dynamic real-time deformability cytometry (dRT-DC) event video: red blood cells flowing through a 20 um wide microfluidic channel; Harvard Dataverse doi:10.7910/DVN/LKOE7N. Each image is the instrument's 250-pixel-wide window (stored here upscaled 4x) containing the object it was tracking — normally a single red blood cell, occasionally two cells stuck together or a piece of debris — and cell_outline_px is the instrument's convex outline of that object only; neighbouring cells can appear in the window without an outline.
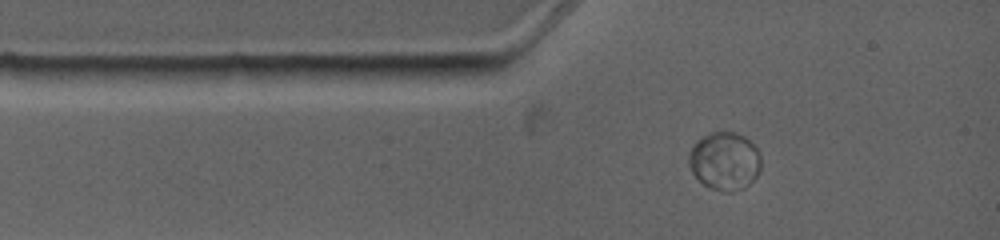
{"species": "common noctule bat (a hibernating species)", "species_latin": "Nyctalus noctula", "temperature_condition": "warm", "stored_images_in_passage": 7, "camera_frame_rate_fps": 4500, "um_per_image_px": 0.085, "animal": {"sex": "female", "body_mass_g": 19.0, "forearm_length_mm": 53.3}, "frame": {"image": 1, "passage_image": 2, "time_ms": 0.889, "image_size_px": [1000, 240], "cell_outline_px": [[760, 168], [756, 176], [744, 188], [732, 192], [724, 192], [708, 188], [692, 172], [688, 164], [688, 152], [692, 144], [696, 140], [712, 132], [736, 132], [744, 136], [760, 152]], "centroid_in_image_um": [61.57, 13.69], "position_along_channel_um": 23.4, "area_um2": 24.57}}
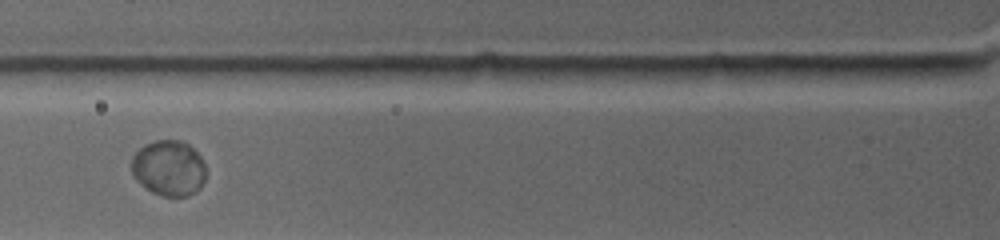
{"frame": {"image": 2, "passage_image": 5, "time_ms": 3.556, "image_size_px": [1000, 240], "cell_outline_px": [[204, 180], [200, 188], [196, 192], [188, 196], [160, 196], [144, 188], [132, 176], [132, 156], [144, 144], [156, 140], [180, 140], [188, 144], [200, 156], [204, 164]], "centroid_in_image_um": [14.32, 14.3], "position_along_channel_um": 111.5, "area_um2": 24.22}}
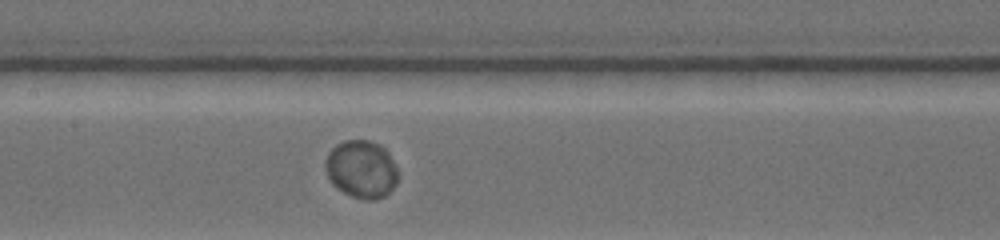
{"frame": {"image": 3, "passage_image": 7, "time_ms": 5.333, "image_size_px": [1000, 240], "cell_outline_px": [[396, 184], [384, 196], [372, 200], [368, 200], [352, 196], [336, 188], [332, 184], [328, 176], [324, 164], [324, 160], [328, 152], [336, 144], [344, 140], [368, 140], [380, 144], [388, 152], [396, 164]], "centroid_in_image_um": [30.69, 14.36], "position_along_channel_um": 176.7, "area_um2": 24.45}}